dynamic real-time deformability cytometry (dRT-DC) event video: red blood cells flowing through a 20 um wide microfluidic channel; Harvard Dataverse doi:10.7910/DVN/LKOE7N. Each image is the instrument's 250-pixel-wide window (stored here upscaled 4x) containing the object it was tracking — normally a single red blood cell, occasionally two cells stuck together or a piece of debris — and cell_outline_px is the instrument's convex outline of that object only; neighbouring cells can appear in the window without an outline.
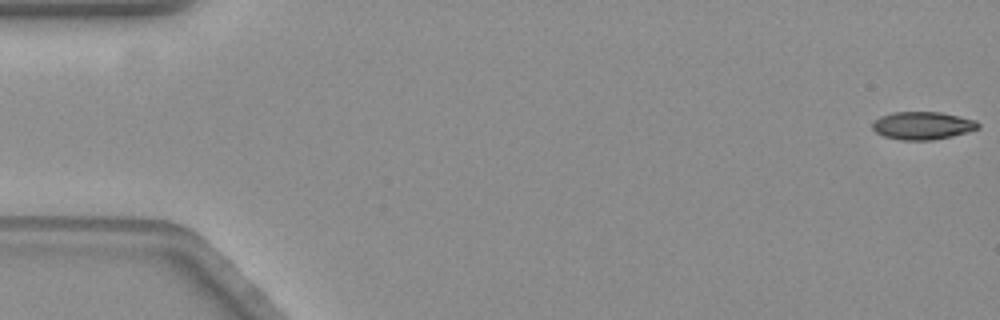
{"species": "common noctule bat (a hibernating species)", "species_latin": "Nyctalus noctula", "temperature_condition": "warm", "stored_images_in_passage": 58, "camera_frame_rate_fps": 3000, "um_per_image_px": 0.085, "animal": {"sex": "female", "body_mass_g": 19.3, "forearm_length_mm": 54.1}, "frame": {"image": 1, "passage_image": 1, "time_ms": 0.0, "image_size_px": [1000, 320], "cell_outline_px": [[980, 128], [952, 136], [932, 140], [900, 140], [884, 136], [876, 132], [872, 128], [872, 120], [880, 116], [892, 112], [940, 112], [976, 120], [980, 124]], "centroid_in_image_um": [78.39, 10.67], "position_along_channel_um": 6.6, "area_um2": 17.22}}
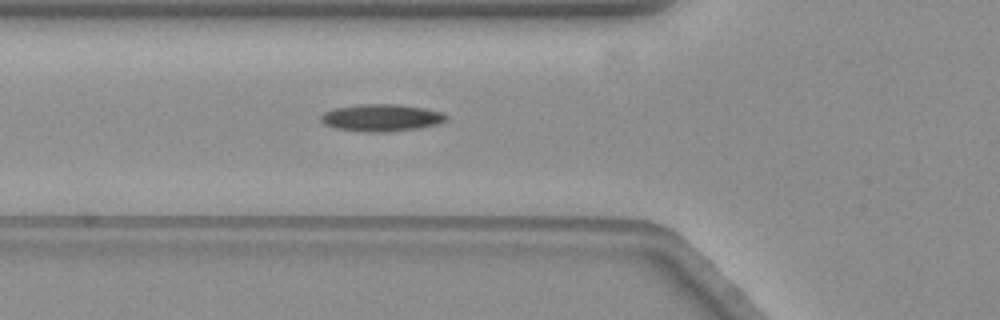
{"frame": {"image": 2, "passage_image": 21, "time_ms": 6.667, "image_size_px": [1000, 320], "cell_outline_px": [[448, 120], [436, 124], [420, 128], [388, 132], [364, 132], [332, 128], [324, 124], [320, 120], [320, 116], [324, 112], [336, 108], [360, 104], [396, 104], [424, 108], [444, 112], [448, 116]], "centroid_in_image_um": [32.42, 10.01], "position_along_channel_um": 93.4, "area_um2": 20.06}}
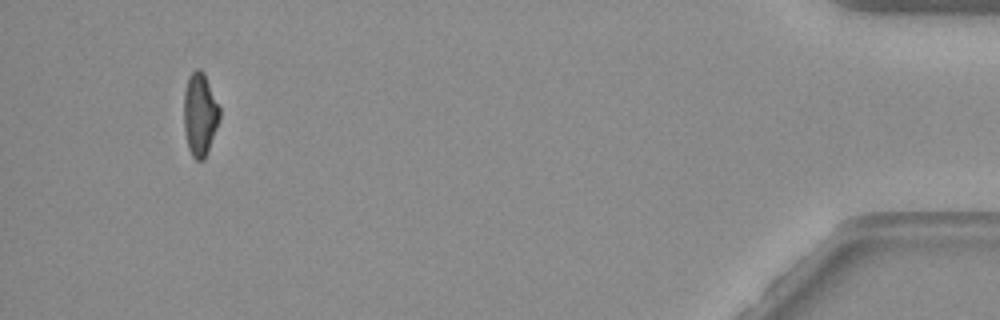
{"frame": {"image": 3, "passage_image": 55, "time_ms": 18.0, "image_size_px": [1000, 320], "cell_outline_px": [[220, 120], [208, 152], [204, 160], [196, 160], [192, 156], [188, 148], [184, 128], [184, 92], [188, 76], [196, 68], [200, 68], [204, 72], [220, 108]], "centroid_in_image_um": [17.0, 9.72], "position_along_channel_um": 418.2, "area_um2": 17.51}, "authors_computed_cell_mechanics": {"area_um2": 18.3804, "velocity_mm_per_s": 3.5543, "shape_relaxation_time_tau1_ms": null, "shape_relaxation_time_tau2_ms": 4.0427, "deformation_change_tau1": null, "deformation_change_tau2": 0.1087}}